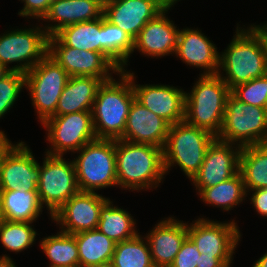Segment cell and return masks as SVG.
<instances>
[{
    "mask_svg": "<svg viewBox=\"0 0 267 267\" xmlns=\"http://www.w3.org/2000/svg\"><path fill=\"white\" fill-rule=\"evenodd\" d=\"M238 25L233 39L219 56L217 74L230 90L267 75V26L264 23L247 28Z\"/></svg>",
    "mask_w": 267,
    "mask_h": 267,
    "instance_id": "cell-1",
    "label": "cell"
},
{
    "mask_svg": "<svg viewBox=\"0 0 267 267\" xmlns=\"http://www.w3.org/2000/svg\"><path fill=\"white\" fill-rule=\"evenodd\" d=\"M115 154L117 187L147 191L159 187L164 180L163 148L118 139Z\"/></svg>",
    "mask_w": 267,
    "mask_h": 267,
    "instance_id": "cell-2",
    "label": "cell"
},
{
    "mask_svg": "<svg viewBox=\"0 0 267 267\" xmlns=\"http://www.w3.org/2000/svg\"><path fill=\"white\" fill-rule=\"evenodd\" d=\"M119 79L103 81L92 108L93 126L97 139L118 140L123 136L133 100L134 90L130 70H121Z\"/></svg>",
    "mask_w": 267,
    "mask_h": 267,
    "instance_id": "cell-3",
    "label": "cell"
},
{
    "mask_svg": "<svg viewBox=\"0 0 267 267\" xmlns=\"http://www.w3.org/2000/svg\"><path fill=\"white\" fill-rule=\"evenodd\" d=\"M190 91L185 93L184 121L217 138L222 129L230 88L218 74H199Z\"/></svg>",
    "mask_w": 267,
    "mask_h": 267,
    "instance_id": "cell-4",
    "label": "cell"
},
{
    "mask_svg": "<svg viewBox=\"0 0 267 267\" xmlns=\"http://www.w3.org/2000/svg\"><path fill=\"white\" fill-rule=\"evenodd\" d=\"M215 139L211 133L185 121L170 125L163 148L165 175L170 172L171 167L177 165L192 180L199 172L206 151Z\"/></svg>",
    "mask_w": 267,
    "mask_h": 267,
    "instance_id": "cell-5",
    "label": "cell"
},
{
    "mask_svg": "<svg viewBox=\"0 0 267 267\" xmlns=\"http://www.w3.org/2000/svg\"><path fill=\"white\" fill-rule=\"evenodd\" d=\"M116 140L95 139L75 153L72 159L80 191L94 192L117 187Z\"/></svg>",
    "mask_w": 267,
    "mask_h": 267,
    "instance_id": "cell-6",
    "label": "cell"
},
{
    "mask_svg": "<svg viewBox=\"0 0 267 267\" xmlns=\"http://www.w3.org/2000/svg\"><path fill=\"white\" fill-rule=\"evenodd\" d=\"M217 139L241 148L267 143V108L245 104L230 94Z\"/></svg>",
    "mask_w": 267,
    "mask_h": 267,
    "instance_id": "cell-7",
    "label": "cell"
},
{
    "mask_svg": "<svg viewBox=\"0 0 267 267\" xmlns=\"http://www.w3.org/2000/svg\"><path fill=\"white\" fill-rule=\"evenodd\" d=\"M49 35L43 24L0 35V63L10 71L27 73L48 54ZM17 63L10 67L9 64Z\"/></svg>",
    "mask_w": 267,
    "mask_h": 267,
    "instance_id": "cell-8",
    "label": "cell"
},
{
    "mask_svg": "<svg viewBox=\"0 0 267 267\" xmlns=\"http://www.w3.org/2000/svg\"><path fill=\"white\" fill-rule=\"evenodd\" d=\"M69 77L48 54L25 74V89L29 91L31 104L41 124L55 114Z\"/></svg>",
    "mask_w": 267,
    "mask_h": 267,
    "instance_id": "cell-9",
    "label": "cell"
},
{
    "mask_svg": "<svg viewBox=\"0 0 267 267\" xmlns=\"http://www.w3.org/2000/svg\"><path fill=\"white\" fill-rule=\"evenodd\" d=\"M44 156L40 165L37 192L41 205L44 208L46 206L51 218V215L80 189L73 161L46 153Z\"/></svg>",
    "mask_w": 267,
    "mask_h": 267,
    "instance_id": "cell-10",
    "label": "cell"
},
{
    "mask_svg": "<svg viewBox=\"0 0 267 267\" xmlns=\"http://www.w3.org/2000/svg\"><path fill=\"white\" fill-rule=\"evenodd\" d=\"M46 129V140L51 144L45 153L53 156L71 155L96 139L92 111H81L61 116H52L42 124Z\"/></svg>",
    "mask_w": 267,
    "mask_h": 267,
    "instance_id": "cell-11",
    "label": "cell"
},
{
    "mask_svg": "<svg viewBox=\"0 0 267 267\" xmlns=\"http://www.w3.org/2000/svg\"><path fill=\"white\" fill-rule=\"evenodd\" d=\"M199 217L187 222L188 237L195 242L200 253L217 257L226 267H231L233 254L241 240L236 221H214Z\"/></svg>",
    "mask_w": 267,
    "mask_h": 267,
    "instance_id": "cell-12",
    "label": "cell"
},
{
    "mask_svg": "<svg viewBox=\"0 0 267 267\" xmlns=\"http://www.w3.org/2000/svg\"><path fill=\"white\" fill-rule=\"evenodd\" d=\"M48 55L70 77L93 76L107 81L120 71L103 53L63 46L54 36L48 39Z\"/></svg>",
    "mask_w": 267,
    "mask_h": 267,
    "instance_id": "cell-13",
    "label": "cell"
},
{
    "mask_svg": "<svg viewBox=\"0 0 267 267\" xmlns=\"http://www.w3.org/2000/svg\"><path fill=\"white\" fill-rule=\"evenodd\" d=\"M109 199L98 192L79 191L51 215V220L69 234L97 229L100 210Z\"/></svg>",
    "mask_w": 267,
    "mask_h": 267,
    "instance_id": "cell-14",
    "label": "cell"
},
{
    "mask_svg": "<svg viewBox=\"0 0 267 267\" xmlns=\"http://www.w3.org/2000/svg\"><path fill=\"white\" fill-rule=\"evenodd\" d=\"M241 149L216 138L207 149L199 172L191 180L196 193L235 176L239 172Z\"/></svg>",
    "mask_w": 267,
    "mask_h": 267,
    "instance_id": "cell-15",
    "label": "cell"
},
{
    "mask_svg": "<svg viewBox=\"0 0 267 267\" xmlns=\"http://www.w3.org/2000/svg\"><path fill=\"white\" fill-rule=\"evenodd\" d=\"M25 142L12 144L0 164V190L37 189L40 163Z\"/></svg>",
    "mask_w": 267,
    "mask_h": 267,
    "instance_id": "cell-16",
    "label": "cell"
},
{
    "mask_svg": "<svg viewBox=\"0 0 267 267\" xmlns=\"http://www.w3.org/2000/svg\"><path fill=\"white\" fill-rule=\"evenodd\" d=\"M134 73L130 72V80L135 99L170 125L180 123L185 118V91L171 85L135 83Z\"/></svg>",
    "mask_w": 267,
    "mask_h": 267,
    "instance_id": "cell-17",
    "label": "cell"
},
{
    "mask_svg": "<svg viewBox=\"0 0 267 267\" xmlns=\"http://www.w3.org/2000/svg\"><path fill=\"white\" fill-rule=\"evenodd\" d=\"M172 8H165L153 20L148 21L134 40V51L142 55L158 57L175 54L179 28L168 18Z\"/></svg>",
    "mask_w": 267,
    "mask_h": 267,
    "instance_id": "cell-18",
    "label": "cell"
},
{
    "mask_svg": "<svg viewBox=\"0 0 267 267\" xmlns=\"http://www.w3.org/2000/svg\"><path fill=\"white\" fill-rule=\"evenodd\" d=\"M164 9L158 0H115L103 7V15L135 40L147 22Z\"/></svg>",
    "mask_w": 267,
    "mask_h": 267,
    "instance_id": "cell-19",
    "label": "cell"
},
{
    "mask_svg": "<svg viewBox=\"0 0 267 267\" xmlns=\"http://www.w3.org/2000/svg\"><path fill=\"white\" fill-rule=\"evenodd\" d=\"M183 63L203 70L201 75H215L219 70L217 47L201 30L183 28L179 30L174 54Z\"/></svg>",
    "mask_w": 267,
    "mask_h": 267,
    "instance_id": "cell-20",
    "label": "cell"
},
{
    "mask_svg": "<svg viewBox=\"0 0 267 267\" xmlns=\"http://www.w3.org/2000/svg\"><path fill=\"white\" fill-rule=\"evenodd\" d=\"M170 124L133 100L121 140L164 148Z\"/></svg>",
    "mask_w": 267,
    "mask_h": 267,
    "instance_id": "cell-21",
    "label": "cell"
},
{
    "mask_svg": "<svg viewBox=\"0 0 267 267\" xmlns=\"http://www.w3.org/2000/svg\"><path fill=\"white\" fill-rule=\"evenodd\" d=\"M187 236V222L172 216L157 222L145 235L154 266L169 267Z\"/></svg>",
    "mask_w": 267,
    "mask_h": 267,
    "instance_id": "cell-22",
    "label": "cell"
},
{
    "mask_svg": "<svg viewBox=\"0 0 267 267\" xmlns=\"http://www.w3.org/2000/svg\"><path fill=\"white\" fill-rule=\"evenodd\" d=\"M103 15V6L96 0H54L43 21V29L49 36L60 29L80 22L92 21Z\"/></svg>",
    "mask_w": 267,
    "mask_h": 267,
    "instance_id": "cell-23",
    "label": "cell"
},
{
    "mask_svg": "<svg viewBox=\"0 0 267 267\" xmlns=\"http://www.w3.org/2000/svg\"><path fill=\"white\" fill-rule=\"evenodd\" d=\"M102 83V79L93 76L69 77L53 116L92 111L98 88Z\"/></svg>",
    "mask_w": 267,
    "mask_h": 267,
    "instance_id": "cell-24",
    "label": "cell"
},
{
    "mask_svg": "<svg viewBox=\"0 0 267 267\" xmlns=\"http://www.w3.org/2000/svg\"><path fill=\"white\" fill-rule=\"evenodd\" d=\"M3 220L34 223L42 214L37 189L0 190Z\"/></svg>",
    "mask_w": 267,
    "mask_h": 267,
    "instance_id": "cell-25",
    "label": "cell"
},
{
    "mask_svg": "<svg viewBox=\"0 0 267 267\" xmlns=\"http://www.w3.org/2000/svg\"><path fill=\"white\" fill-rule=\"evenodd\" d=\"M76 239L79 267H91L109 262L116 243L98 229L72 234Z\"/></svg>",
    "mask_w": 267,
    "mask_h": 267,
    "instance_id": "cell-26",
    "label": "cell"
},
{
    "mask_svg": "<svg viewBox=\"0 0 267 267\" xmlns=\"http://www.w3.org/2000/svg\"><path fill=\"white\" fill-rule=\"evenodd\" d=\"M239 172L242 175L246 193L267 188V143L241 149Z\"/></svg>",
    "mask_w": 267,
    "mask_h": 267,
    "instance_id": "cell-27",
    "label": "cell"
},
{
    "mask_svg": "<svg viewBox=\"0 0 267 267\" xmlns=\"http://www.w3.org/2000/svg\"><path fill=\"white\" fill-rule=\"evenodd\" d=\"M113 205V201L109 199L102 206L97 229L115 243L135 237L138 230H136L134 217L129 211Z\"/></svg>",
    "mask_w": 267,
    "mask_h": 267,
    "instance_id": "cell-28",
    "label": "cell"
},
{
    "mask_svg": "<svg viewBox=\"0 0 267 267\" xmlns=\"http://www.w3.org/2000/svg\"><path fill=\"white\" fill-rule=\"evenodd\" d=\"M133 49L134 39L102 15L101 53L121 71L126 69Z\"/></svg>",
    "mask_w": 267,
    "mask_h": 267,
    "instance_id": "cell-29",
    "label": "cell"
},
{
    "mask_svg": "<svg viewBox=\"0 0 267 267\" xmlns=\"http://www.w3.org/2000/svg\"><path fill=\"white\" fill-rule=\"evenodd\" d=\"M63 46L101 53L102 16L66 26L53 35Z\"/></svg>",
    "mask_w": 267,
    "mask_h": 267,
    "instance_id": "cell-30",
    "label": "cell"
},
{
    "mask_svg": "<svg viewBox=\"0 0 267 267\" xmlns=\"http://www.w3.org/2000/svg\"><path fill=\"white\" fill-rule=\"evenodd\" d=\"M198 195L205 204L223 211H231L248 197L240 172L216 186L204 188Z\"/></svg>",
    "mask_w": 267,
    "mask_h": 267,
    "instance_id": "cell-31",
    "label": "cell"
},
{
    "mask_svg": "<svg viewBox=\"0 0 267 267\" xmlns=\"http://www.w3.org/2000/svg\"><path fill=\"white\" fill-rule=\"evenodd\" d=\"M39 242L41 250L50 259L49 267H79L78 247L72 234L59 231Z\"/></svg>",
    "mask_w": 267,
    "mask_h": 267,
    "instance_id": "cell-32",
    "label": "cell"
},
{
    "mask_svg": "<svg viewBox=\"0 0 267 267\" xmlns=\"http://www.w3.org/2000/svg\"><path fill=\"white\" fill-rule=\"evenodd\" d=\"M140 232L133 238L116 243L111 262L115 267H155L150 247Z\"/></svg>",
    "mask_w": 267,
    "mask_h": 267,
    "instance_id": "cell-33",
    "label": "cell"
},
{
    "mask_svg": "<svg viewBox=\"0 0 267 267\" xmlns=\"http://www.w3.org/2000/svg\"><path fill=\"white\" fill-rule=\"evenodd\" d=\"M37 232L32 223L2 220L0 241L5 249L19 253L36 242Z\"/></svg>",
    "mask_w": 267,
    "mask_h": 267,
    "instance_id": "cell-34",
    "label": "cell"
},
{
    "mask_svg": "<svg viewBox=\"0 0 267 267\" xmlns=\"http://www.w3.org/2000/svg\"><path fill=\"white\" fill-rule=\"evenodd\" d=\"M231 94L245 104L267 108V75L234 87Z\"/></svg>",
    "mask_w": 267,
    "mask_h": 267,
    "instance_id": "cell-35",
    "label": "cell"
},
{
    "mask_svg": "<svg viewBox=\"0 0 267 267\" xmlns=\"http://www.w3.org/2000/svg\"><path fill=\"white\" fill-rule=\"evenodd\" d=\"M25 88V73L10 71L0 80V119L11 110Z\"/></svg>",
    "mask_w": 267,
    "mask_h": 267,
    "instance_id": "cell-36",
    "label": "cell"
},
{
    "mask_svg": "<svg viewBox=\"0 0 267 267\" xmlns=\"http://www.w3.org/2000/svg\"><path fill=\"white\" fill-rule=\"evenodd\" d=\"M200 252L195 242L188 236L184 240L179 252L175 256L173 263L169 267H196L199 266Z\"/></svg>",
    "mask_w": 267,
    "mask_h": 267,
    "instance_id": "cell-37",
    "label": "cell"
},
{
    "mask_svg": "<svg viewBox=\"0 0 267 267\" xmlns=\"http://www.w3.org/2000/svg\"><path fill=\"white\" fill-rule=\"evenodd\" d=\"M20 1V0H19ZM23 8L18 11L21 17L38 19V22L47 14L52 0H21Z\"/></svg>",
    "mask_w": 267,
    "mask_h": 267,
    "instance_id": "cell-38",
    "label": "cell"
},
{
    "mask_svg": "<svg viewBox=\"0 0 267 267\" xmlns=\"http://www.w3.org/2000/svg\"><path fill=\"white\" fill-rule=\"evenodd\" d=\"M248 192L249 193H247V195H252L249 199L257 214L267 217V188L256 189Z\"/></svg>",
    "mask_w": 267,
    "mask_h": 267,
    "instance_id": "cell-39",
    "label": "cell"
},
{
    "mask_svg": "<svg viewBox=\"0 0 267 267\" xmlns=\"http://www.w3.org/2000/svg\"><path fill=\"white\" fill-rule=\"evenodd\" d=\"M196 267H226L217 257L200 254L199 266Z\"/></svg>",
    "mask_w": 267,
    "mask_h": 267,
    "instance_id": "cell-40",
    "label": "cell"
},
{
    "mask_svg": "<svg viewBox=\"0 0 267 267\" xmlns=\"http://www.w3.org/2000/svg\"><path fill=\"white\" fill-rule=\"evenodd\" d=\"M11 140L7 138L5 131L0 130V164L6 150L12 145Z\"/></svg>",
    "mask_w": 267,
    "mask_h": 267,
    "instance_id": "cell-41",
    "label": "cell"
},
{
    "mask_svg": "<svg viewBox=\"0 0 267 267\" xmlns=\"http://www.w3.org/2000/svg\"><path fill=\"white\" fill-rule=\"evenodd\" d=\"M0 267H16L15 262L8 255L0 256Z\"/></svg>",
    "mask_w": 267,
    "mask_h": 267,
    "instance_id": "cell-42",
    "label": "cell"
},
{
    "mask_svg": "<svg viewBox=\"0 0 267 267\" xmlns=\"http://www.w3.org/2000/svg\"><path fill=\"white\" fill-rule=\"evenodd\" d=\"M252 267H267V252L257 259Z\"/></svg>",
    "mask_w": 267,
    "mask_h": 267,
    "instance_id": "cell-43",
    "label": "cell"
},
{
    "mask_svg": "<svg viewBox=\"0 0 267 267\" xmlns=\"http://www.w3.org/2000/svg\"><path fill=\"white\" fill-rule=\"evenodd\" d=\"M165 8H172L180 0H158Z\"/></svg>",
    "mask_w": 267,
    "mask_h": 267,
    "instance_id": "cell-44",
    "label": "cell"
},
{
    "mask_svg": "<svg viewBox=\"0 0 267 267\" xmlns=\"http://www.w3.org/2000/svg\"><path fill=\"white\" fill-rule=\"evenodd\" d=\"M10 72L3 64L0 63V80Z\"/></svg>",
    "mask_w": 267,
    "mask_h": 267,
    "instance_id": "cell-45",
    "label": "cell"
},
{
    "mask_svg": "<svg viewBox=\"0 0 267 267\" xmlns=\"http://www.w3.org/2000/svg\"><path fill=\"white\" fill-rule=\"evenodd\" d=\"M91 267H115V266L112 264L111 261H109V262L97 264V265L91 266Z\"/></svg>",
    "mask_w": 267,
    "mask_h": 267,
    "instance_id": "cell-46",
    "label": "cell"
},
{
    "mask_svg": "<svg viewBox=\"0 0 267 267\" xmlns=\"http://www.w3.org/2000/svg\"><path fill=\"white\" fill-rule=\"evenodd\" d=\"M100 5H102L103 7L106 5V4H109L111 2H114L115 0H96Z\"/></svg>",
    "mask_w": 267,
    "mask_h": 267,
    "instance_id": "cell-47",
    "label": "cell"
},
{
    "mask_svg": "<svg viewBox=\"0 0 267 267\" xmlns=\"http://www.w3.org/2000/svg\"><path fill=\"white\" fill-rule=\"evenodd\" d=\"M3 220V214H2V197L0 193V222Z\"/></svg>",
    "mask_w": 267,
    "mask_h": 267,
    "instance_id": "cell-48",
    "label": "cell"
}]
</instances>
